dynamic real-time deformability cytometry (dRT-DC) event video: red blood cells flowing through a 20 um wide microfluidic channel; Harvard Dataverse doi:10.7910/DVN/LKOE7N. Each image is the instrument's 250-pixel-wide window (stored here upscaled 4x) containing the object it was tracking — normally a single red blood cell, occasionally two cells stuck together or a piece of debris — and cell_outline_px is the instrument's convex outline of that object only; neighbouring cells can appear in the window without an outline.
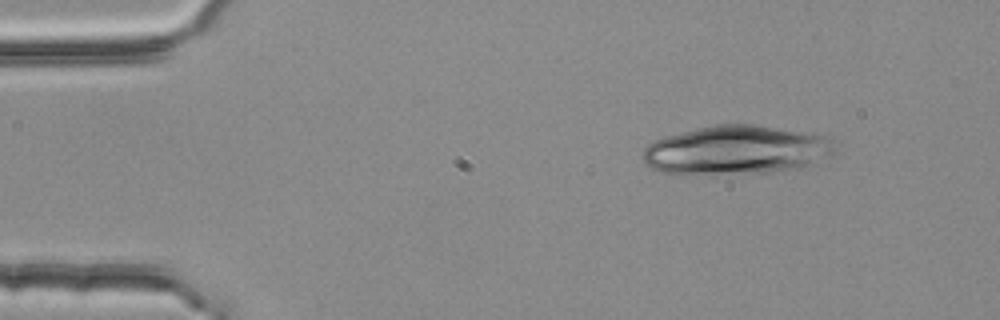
{"species": "common noctule bat (a hibernating species)", "species_latin": "Nyctalus noctula", "temperature_condition": "room temperature", "stored_images_in_passage": 4, "camera_frame_rate_fps": 3000, "um_per_image_px": 0.085, "animal": {"sex": "female", "body_mass_g": 25.1}, "frame": {"image": 1, "passage_image": 2, "time_ms": 0.333, "image_size_px": [1000, 320], "cell_outline_px": [[836, 152], [832, 156], [812, 164], [800, 168], [768, 172], [664, 172], [648, 168], [644, 164], [640, 156], [644, 148], [648, 144], [664, 136], [716, 124], [752, 124], [816, 132], [828, 136], [836, 140]], "centroid_in_image_um": [62.69, 12.71], "position_along_channel_um": 22.3, "area_um2": 54.91}}